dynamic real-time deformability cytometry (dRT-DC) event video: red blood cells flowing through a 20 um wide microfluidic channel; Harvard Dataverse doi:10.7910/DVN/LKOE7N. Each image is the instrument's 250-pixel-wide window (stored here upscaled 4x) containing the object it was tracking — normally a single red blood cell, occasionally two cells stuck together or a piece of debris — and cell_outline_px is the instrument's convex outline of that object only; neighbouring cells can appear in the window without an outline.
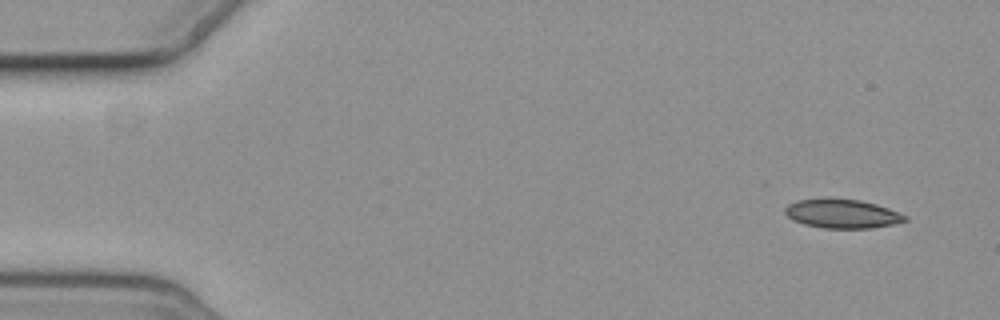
{"species": "common noctule bat (a hibernating species)", "species_latin": "Nyctalus noctula", "temperature_condition": "cold", "stored_images_in_passage": 4, "camera_frame_rate_fps": 3000, "um_per_image_px": 0.085, "animal": {"sex": "female", "body_mass_g": 19.3, "forearm_length_mm": 54.1}, "frame": {"image": 1, "passage_image": 1, "time_ms": 0.0, "image_size_px": [1000, 320], "cell_outline_px": [[908, 220], [892, 224], [872, 228], [824, 228], [804, 224], [792, 220], [784, 212], [784, 208], [788, 204], [800, 200], [832, 196], [860, 200], [876, 204], [888, 208], [908, 216]], "centroid_in_image_um": [71.57, 18.14], "position_along_channel_um": 13.4, "area_um2": 20.63}}